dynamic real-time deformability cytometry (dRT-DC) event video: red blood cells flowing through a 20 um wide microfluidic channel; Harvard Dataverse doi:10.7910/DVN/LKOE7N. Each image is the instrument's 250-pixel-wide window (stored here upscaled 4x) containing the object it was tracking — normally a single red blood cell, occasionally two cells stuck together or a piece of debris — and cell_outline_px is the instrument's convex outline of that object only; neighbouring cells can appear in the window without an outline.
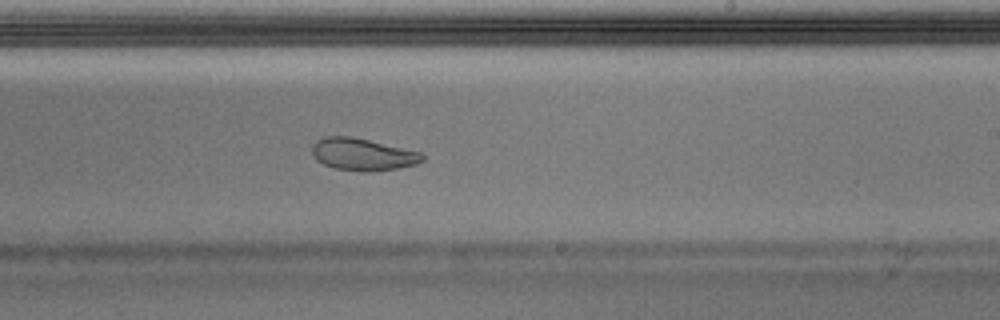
{"species": "Egyptian fruit bat (a non-hibernating species)", "species_latin": "Rousettus aegyptiacus", "temperature_condition": "warm", "stored_images_in_passage": 51, "camera_frame_rate_fps": 3000, "um_per_image_px": 0.085, "animal": {"sex": "male"}, "frame": {"image": 1, "passage_image": 30, "time_ms": 9.667, "image_size_px": [1000, 320], "cell_outline_px": [[424, 160], [416, 164], [396, 168], [372, 172], [364, 172], [336, 168], [324, 164], [316, 160], [312, 152], [312, 144], [316, 140], [324, 136], [352, 136], [420, 152], [424, 156]], "centroid_in_image_um": [30.8, 13.12], "position_along_channel_um": 258.2, "area_um2": 20.63}, "authors_computed_cell_mechanics": {"area_um2": 22.0796, "velocity_mm_per_s": 3.9731, "shape_relaxation_time_tau1_ms": null, "shape_relaxation_time_tau2_ms": 1.7389, "deformation_change_tau1": null, "deformation_change_tau2": 0.0685}}